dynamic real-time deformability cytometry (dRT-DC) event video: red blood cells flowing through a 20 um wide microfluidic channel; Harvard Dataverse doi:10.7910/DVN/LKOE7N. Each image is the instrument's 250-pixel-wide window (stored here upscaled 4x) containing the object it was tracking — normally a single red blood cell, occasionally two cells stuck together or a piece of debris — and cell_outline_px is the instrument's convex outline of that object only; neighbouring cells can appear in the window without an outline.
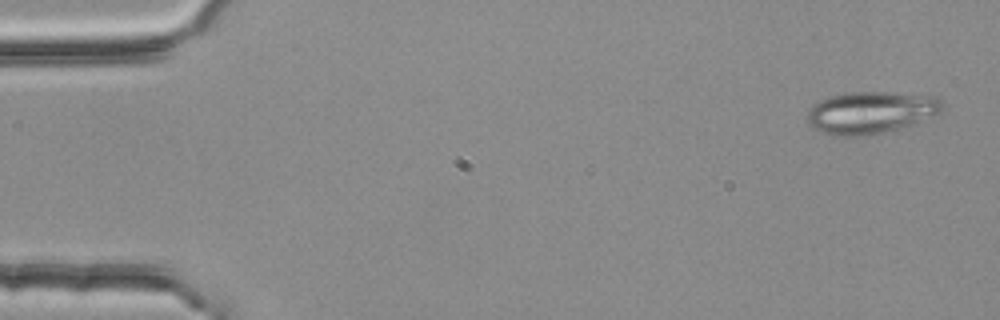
{"species": "common noctule bat (a hibernating species)", "species_latin": "Nyctalus noctula", "temperature_condition": "room temperature", "stored_images_in_passage": 6, "camera_frame_rate_fps": 3000, "um_per_image_px": 0.085, "animal": {"sex": "female", "body_mass_g": 25.1}, "frame": {"image": 1, "passage_image": 1, "time_ms": 0.0, "image_size_px": [1000, 320], "cell_outline_px": [[944, 108], [940, 112], [912, 124], [900, 128], [884, 132], [856, 136], [836, 136], [812, 128], [808, 124], [808, 112], [812, 104], [820, 100], [832, 96], [848, 92], [884, 92], [936, 96], [940, 100]], "centroid_in_image_um": [73.99, 9.55], "position_along_channel_um": 11.0, "area_um2": 32.83}}
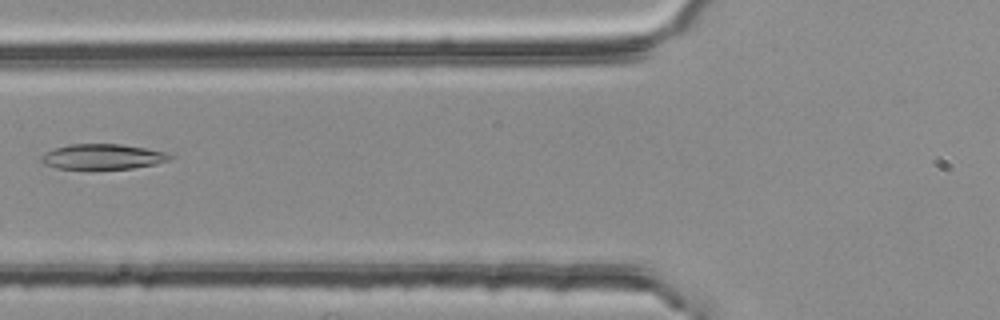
{"frame": {"image": 2, "passage_image": 6, "time_ms": 1.667, "image_size_px": [1000, 320], "cell_outline_px": [[176, 156], [168, 160], [156, 164], [132, 168], [56, 168], [44, 164], [40, 160], [40, 156], [56, 148], [68, 144], [120, 144], [144, 148], [164, 152]], "centroid_in_image_um": [8.74, 13.31], "position_along_channel_um": 117.1, "area_um2": 18.61}}